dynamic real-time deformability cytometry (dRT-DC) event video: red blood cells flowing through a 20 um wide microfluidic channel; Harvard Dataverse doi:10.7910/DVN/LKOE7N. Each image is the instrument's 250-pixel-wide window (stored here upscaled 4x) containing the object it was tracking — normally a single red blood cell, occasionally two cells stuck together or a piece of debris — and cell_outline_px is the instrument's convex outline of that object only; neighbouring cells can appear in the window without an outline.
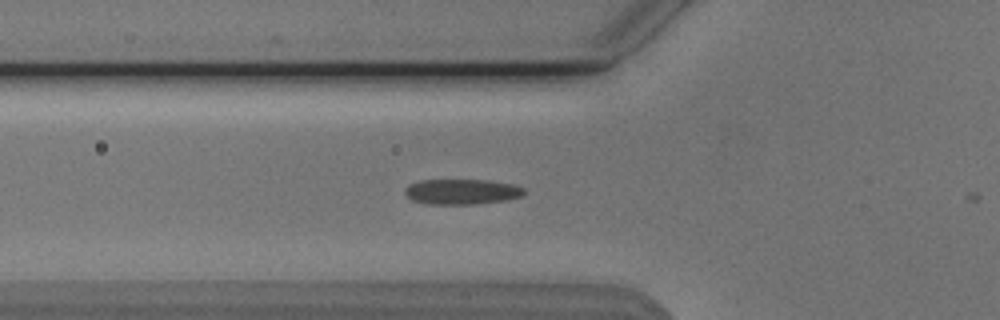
{"species": "Egyptian fruit bat (a non-hibernating species)", "species_latin": "Rousettus aegyptiacus", "temperature_condition": "cold", "stored_images_in_passage": 8, "camera_frame_rate_fps": 3000, "um_per_image_px": 0.085, "animal": {"sex": "male"}, "frame": {"image": 1, "passage_image": 6, "time_ms": 1.667, "image_size_px": [1000, 320], "cell_outline_px": [[524, 196], [504, 200], [476, 204], [428, 204], [412, 200], [404, 192], [404, 188], [408, 184], [420, 180], [488, 180], [512, 184], [524, 188]], "centroid_in_image_um": [39.23, 16.29], "position_along_channel_um": 86.6, "area_um2": 17.63}}